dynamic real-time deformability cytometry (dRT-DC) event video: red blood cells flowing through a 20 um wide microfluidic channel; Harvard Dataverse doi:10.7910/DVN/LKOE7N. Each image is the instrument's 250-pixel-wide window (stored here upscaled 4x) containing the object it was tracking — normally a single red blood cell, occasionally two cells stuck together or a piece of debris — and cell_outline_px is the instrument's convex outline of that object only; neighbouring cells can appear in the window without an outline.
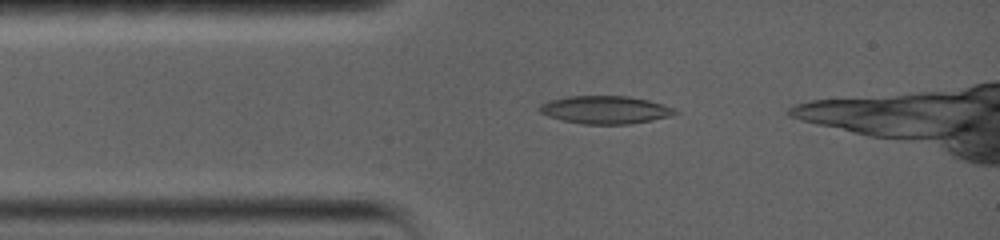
{"species": "common noctule bat (a hibernating species)", "species_latin": "Nyctalus noctula", "temperature_condition": "warm", "stored_images_in_passage": 25, "camera_frame_rate_fps": 5000, "um_per_image_px": 0.085, "animal": {"sex": "female", "body_mass_g": 19.0, "forearm_length_mm": 56.7}, "frame": {"image": 1, "passage_image": 4, "time_ms": 1.6, "image_size_px": [1000, 240], "cell_outline_px": [[680, 112], [672, 116], [632, 124], [584, 124], [564, 120], [548, 116], [540, 112], [536, 108], [540, 104], [548, 100], [568, 96], [628, 96], [648, 100], [664, 104], [676, 108]], "centroid_in_image_um": [51.48, 9.33], "position_along_channel_um": 33.5, "area_um2": 22.25}}
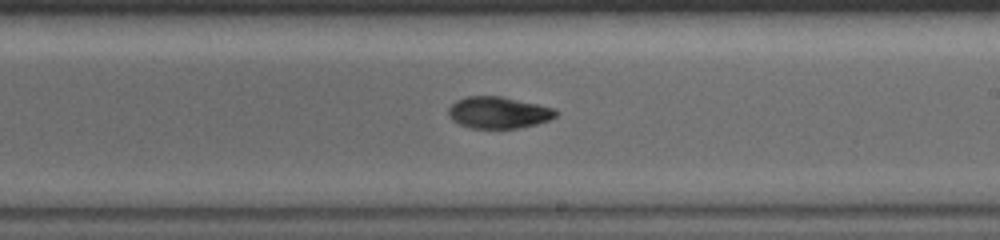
{"frame": {"image": 2, "passage_image": 15, "time_ms": 7.8, "image_size_px": [1000, 240], "cell_outline_px": [[560, 112], [556, 116], [548, 120], [536, 124], [520, 128], [472, 128], [460, 124], [452, 120], [448, 116], [448, 108], [456, 100], [464, 96], [500, 96], [536, 104], [552, 108]], "centroid_in_image_um": [42.34, 9.57], "position_along_channel_um": 246.7, "area_um2": 19.77}}
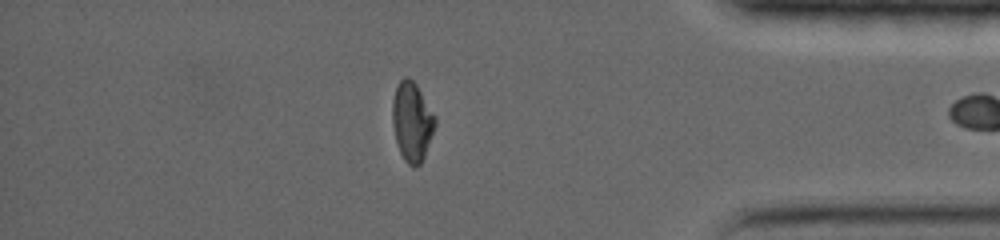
{"frame": {"image": 3, "passage_image": 24, "time_ms": 12.8, "image_size_px": [1000, 240], "cell_outline_px": [[436, 124], [424, 156], [420, 164], [416, 168], [412, 168], [404, 160], [400, 152], [396, 140], [392, 124], [392, 100], [396, 88], [400, 80], [404, 76], [408, 76], [416, 84], [436, 116]], "centroid_in_image_um": [35.01, 10.34], "position_along_channel_um": 400.2, "area_um2": 19.77}}